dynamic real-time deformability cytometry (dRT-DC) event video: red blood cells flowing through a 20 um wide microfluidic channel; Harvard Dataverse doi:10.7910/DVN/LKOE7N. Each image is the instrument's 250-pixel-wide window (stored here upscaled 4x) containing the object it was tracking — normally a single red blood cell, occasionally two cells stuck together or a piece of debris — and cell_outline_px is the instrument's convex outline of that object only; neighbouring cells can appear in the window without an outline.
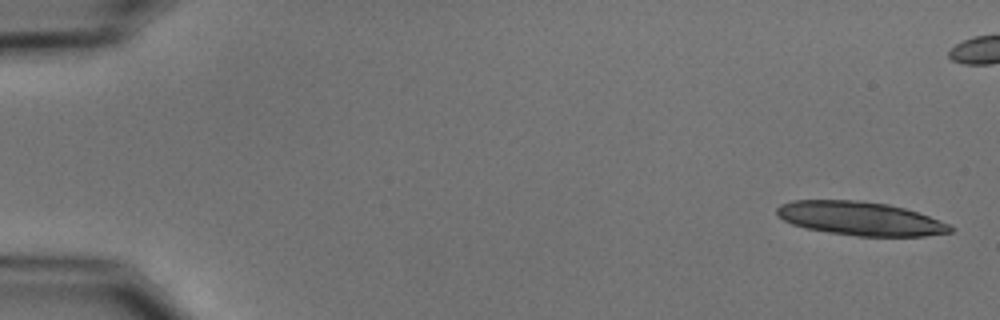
{"species": "common noctule bat (a hibernating species)", "species_latin": "Nyctalus noctula", "temperature_condition": "cold", "stored_images_in_passage": 7, "camera_frame_rate_fps": 3000, "um_per_image_px": 0.085, "animal": {"sex": "male", "body_mass_g": 15.6}, "frame": {"image": 1, "passage_image": 1, "time_ms": 0.0, "image_size_px": [1000, 320], "cell_outline_px": [[956, 228], [952, 232], [924, 236], [856, 236], [828, 232], [804, 228], [792, 224], [776, 216], [776, 208], [780, 204], [792, 200], [860, 200], [888, 204], [904, 208], [928, 216], [948, 224]], "centroid_in_image_um": [73.08, 18.57], "position_along_channel_um": 11.9, "area_um2": 34.16}}